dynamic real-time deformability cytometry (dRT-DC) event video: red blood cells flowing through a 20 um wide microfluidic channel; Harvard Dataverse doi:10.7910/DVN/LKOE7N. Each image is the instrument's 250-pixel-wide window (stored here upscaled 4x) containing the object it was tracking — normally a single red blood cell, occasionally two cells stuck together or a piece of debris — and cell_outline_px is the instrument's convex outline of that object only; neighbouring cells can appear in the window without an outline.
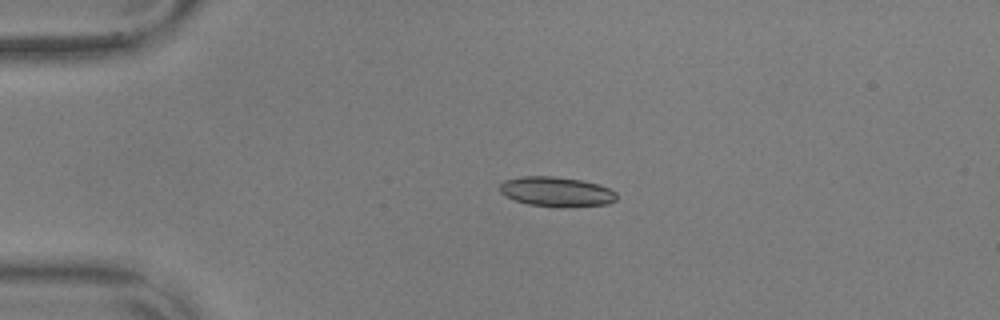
{"species": "common noctule bat (a hibernating species)", "species_latin": "Nyctalus noctula", "temperature_condition": "warm", "stored_images_in_passage": 19, "camera_frame_rate_fps": 3000, "um_per_image_px": 0.085, "animal": {"sex": "male", "body_mass_g": 17.9, "forearm_length_mm": 54.2}, "frame": {"image": 1, "passage_image": 13, "time_ms": 4.0, "image_size_px": [1000, 320], "cell_outline_px": [[616, 200], [608, 204], [556, 208], [528, 204], [516, 200], [500, 192], [500, 184], [504, 180], [520, 176], [552, 176], [580, 180], [600, 184], [616, 192]], "centroid_in_image_um": [47.31, 16.3], "position_along_channel_um": 37.7, "area_um2": 20.35}}